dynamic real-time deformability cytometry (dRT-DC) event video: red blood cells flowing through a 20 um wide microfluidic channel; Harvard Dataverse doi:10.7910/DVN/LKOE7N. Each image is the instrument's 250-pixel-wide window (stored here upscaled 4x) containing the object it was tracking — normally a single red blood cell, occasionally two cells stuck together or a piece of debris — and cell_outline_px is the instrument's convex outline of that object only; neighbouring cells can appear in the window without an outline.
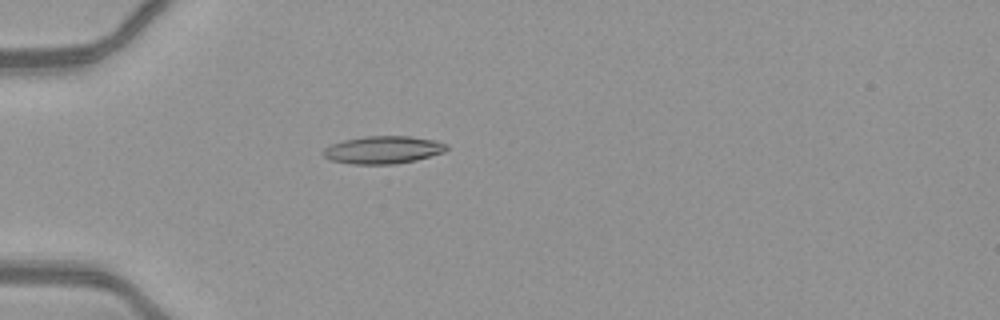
{"species": "common noctule bat (a hibernating species)", "species_latin": "Nyctalus noctula", "temperature_condition": "warm", "stored_images_in_passage": 36, "camera_frame_rate_fps": 3000, "um_per_image_px": 0.085, "animal": {"sex": "female", "body_mass_g": 21.9}, "frame": {"image": 1, "passage_image": 1, "time_ms": 0.0, "image_size_px": [1000, 320], "cell_outline_px": [[448, 148], [444, 152], [416, 160], [396, 164], [352, 164], [328, 160], [320, 152], [324, 148], [332, 144], [344, 140], [364, 136], [412, 136], [436, 140], [448, 144]], "centroid_in_image_um": [32.55, 12.73], "position_along_channel_um": 52.4, "area_um2": 20.11}}
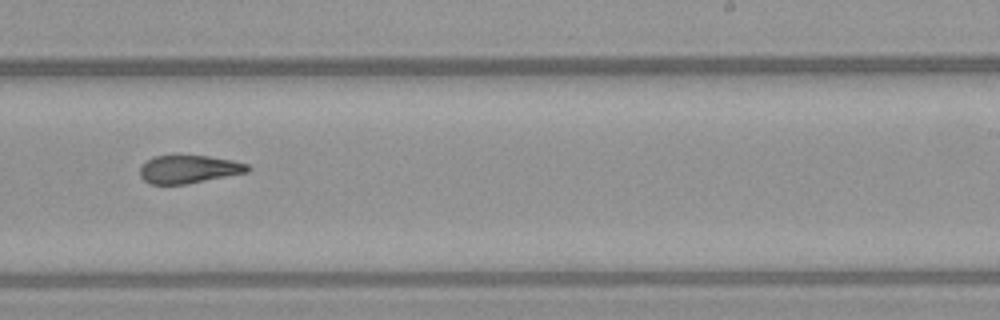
{"frame": {"image": 2, "passage_image": 18, "time_ms": 5.667, "image_size_px": [1000, 320], "cell_outline_px": [[252, 168], [248, 172], [184, 184], [148, 184], [140, 176], [140, 168], [152, 156], [208, 156], [232, 160], [248, 164]], "centroid_in_image_um": [16.05, 14.38], "position_along_channel_um": 272.9, "area_um2": 17.4}}
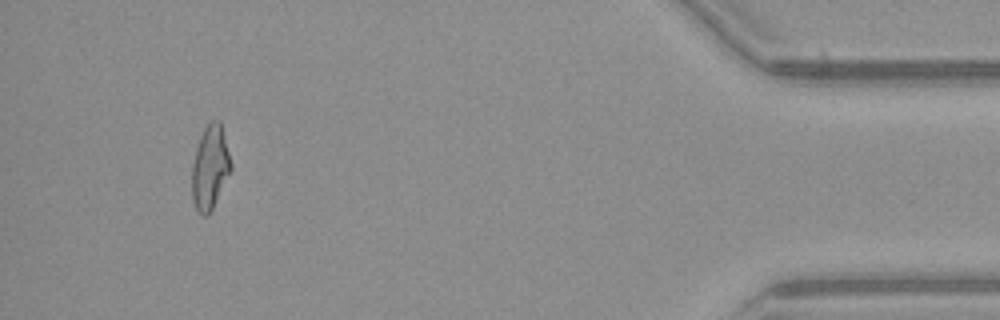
{"frame": {"image": 3, "passage_image": 33, "time_ms": 10.667, "image_size_px": [1000, 320], "cell_outline_px": [[232, 168], [208, 216], [204, 216], [196, 208], [192, 200], [192, 164], [196, 148], [200, 136], [204, 128], [212, 120], [220, 120], [232, 164]], "centroid_in_image_um": [17.85, 14.21], "position_along_channel_um": 417.4, "area_um2": 18.84}, "authors_computed_cell_mechanics": {"area_um2": 18.785, "velocity_mm_per_s": 4.1565, "shape_relaxation_time_tau1_ms": null, "shape_relaxation_time_tau2_ms": 3.8496, "deformation_change_tau1": null, "deformation_change_tau2": 0.1399}}